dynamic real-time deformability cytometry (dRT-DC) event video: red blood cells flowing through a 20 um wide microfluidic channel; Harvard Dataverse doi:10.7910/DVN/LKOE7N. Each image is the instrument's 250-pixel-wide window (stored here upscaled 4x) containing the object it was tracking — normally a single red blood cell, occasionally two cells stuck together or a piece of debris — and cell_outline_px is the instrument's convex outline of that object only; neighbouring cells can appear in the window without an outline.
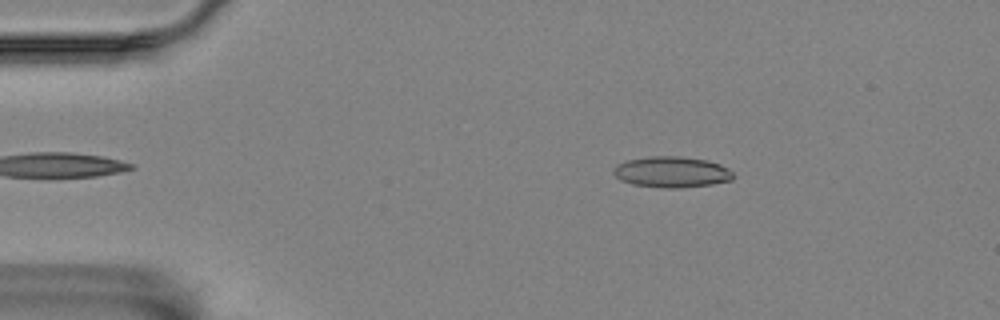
{"species": "Egyptian fruit bat (a non-hibernating species)", "species_latin": "Rousettus aegyptiacus", "temperature_condition": "room temperature", "stored_images_in_passage": 49, "camera_frame_rate_fps": 3000, "um_per_image_px": 0.085, "animal": {"sex": "female"}, "frame": {"image": 1, "passage_image": 3, "time_ms": 0.667, "image_size_px": [1000, 320], "cell_outline_px": [[732, 180], [712, 184], [680, 188], [664, 188], [632, 184], [620, 180], [612, 172], [612, 168], [616, 164], [628, 160], [648, 156], [680, 156], [708, 160], [720, 164], [728, 168], [732, 172]], "centroid_in_image_um": [57.07, 14.61], "position_along_channel_um": 27.9, "area_um2": 21.73}}
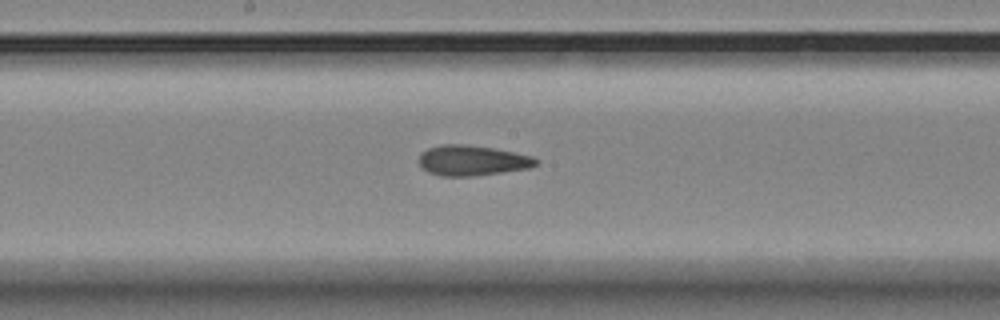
{"frame": {"image": 2, "passage_image": 23, "time_ms": 7.333, "image_size_px": [1000, 320], "cell_outline_px": [[540, 160], [536, 164], [528, 168], [476, 176], [440, 176], [428, 172], [420, 168], [420, 152], [428, 148], [440, 144], [464, 144], [492, 148], [532, 156]], "centroid_in_image_um": [40.09, 13.64], "position_along_channel_um": 208.1, "area_um2": 20.69}}
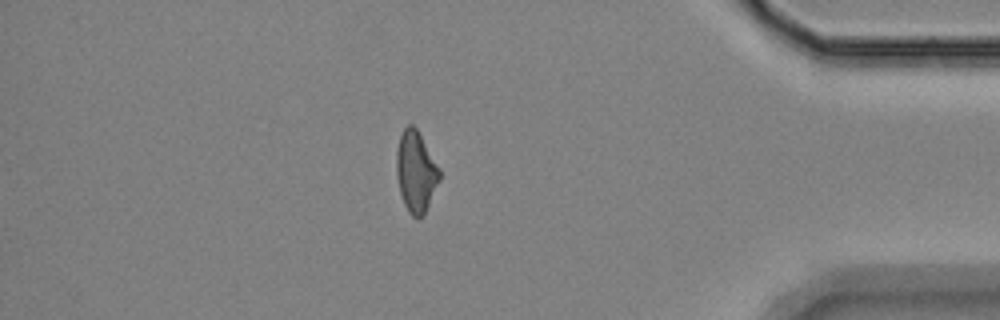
{"frame": {"image": 3, "passage_image": 42, "time_ms": 13.667, "image_size_px": [1000, 320], "cell_outline_px": [[440, 180], [424, 216], [412, 216], [408, 212], [404, 204], [400, 192], [396, 176], [396, 152], [400, 136], [404, 128], [408, 124], [412, 124], [416, 128], [440, 168]], "centroid_in_image_um": [35.35, 14.6], "position_along_channel_um": 399.9, "area_um2": 20.35}, "authors_computed_cell_mechanics": {"area_um2": 20.6924, "velocity_mm_per_s": 3.5713, "shape_relaxation_time_tau1_ms": null, "shape_relaxation_time_tau2_ms": 3.2271, "deformation_change_tau1": null, "deformation_change_tau2": 0.1132}}